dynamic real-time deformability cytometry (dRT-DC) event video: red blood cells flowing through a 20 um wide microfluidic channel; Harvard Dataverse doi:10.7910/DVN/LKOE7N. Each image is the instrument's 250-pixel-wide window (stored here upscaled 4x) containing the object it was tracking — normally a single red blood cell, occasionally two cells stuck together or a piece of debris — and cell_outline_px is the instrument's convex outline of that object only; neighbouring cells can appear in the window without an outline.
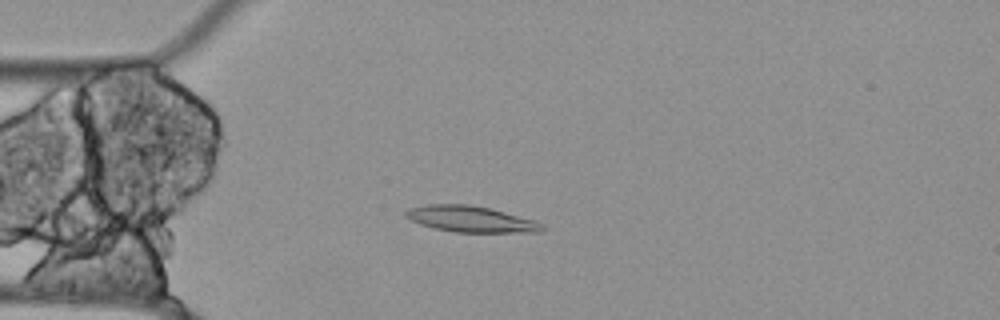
{"species": "Egyptian fruit bat (a non-hibernating species)", "species_latin": "Rousettus aegyptiacus", "temperature_condition": "cold", "stored_images_in_passage": 55, "camera_frame_rate_fps": 3000, "um_per_image_px": 0.085, "animal": {"sex": "female"}, "frame": {"image": 1, "passage_image": 13, "time_ms": 4.0, "image_size_px": [1000, 320], "cell_outline_px": [[544, 228], [540, 232], [456, 232], [432, 228], [420, 224], [404, 216], [404, 212], [408, 208], [428, 204], [468, 204], [492, 208], [536, 220], [544, 224]], "centroid_in_image_um": [40.03, 18.61], "position_along_channel_um": 45.0, "area_um2": 20.98}}
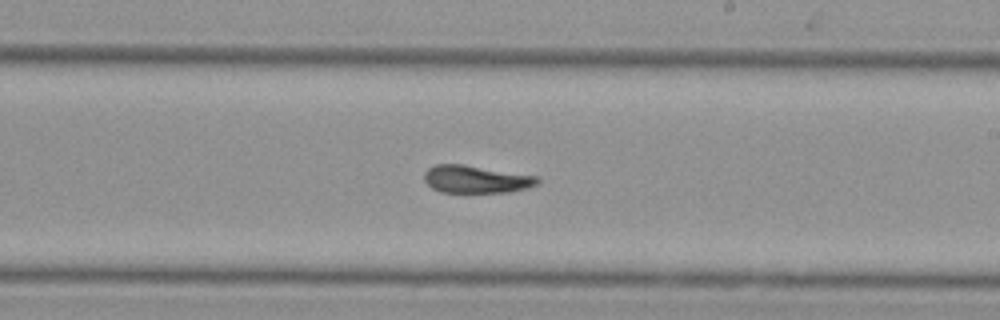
{"frame": {"image": 2, "passage_image": 31, "time_ms": 10.0, "image_size_px": [1000, 320], "cell_outline_px": [[540, 184], [528, 188], [508, 192], [440, 192], [432, 188], [424, 180], [424, 172], [428, 168], [436, 164], [464, 164], [536, 176], [540, 180]], "centroid_in_image_um": [40.46, 15.23], "position_along_channel_um": 248.5, "area_um2": 18.26}}
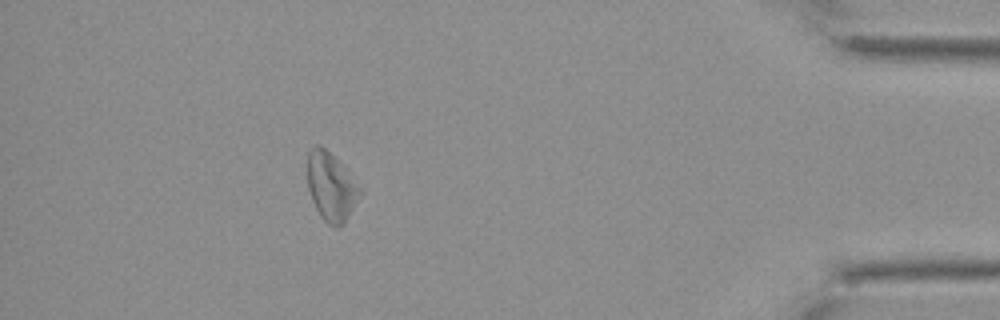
{"frame": {"image": 3, "passage_image": 49, "time_ms": 16.0, "image_size_px": [1000, 320], "cell_outline_px": [[364, 188], [344, 224], [336, 228], [328, 224], [320, 216], [312, 200], [308, 188], [308, 152], [316, 144], [320, 144], [344, 164]], "centroid_in_image_um": [28.19, 15.84], "position_along_channel_um": 407.0, "area_um2": 21.39}, "authors_computed_cell_mechanics": {"area_um2": 19.7098, "velocity_mm_per_s": 3.4846, "shape_relaxation_time_tau1_ms": null, "shape_relaxation_time_tau2_ms": 8.6935, "deformation_change_tau1": null, "deformation_change_tau2": 0.2041}}